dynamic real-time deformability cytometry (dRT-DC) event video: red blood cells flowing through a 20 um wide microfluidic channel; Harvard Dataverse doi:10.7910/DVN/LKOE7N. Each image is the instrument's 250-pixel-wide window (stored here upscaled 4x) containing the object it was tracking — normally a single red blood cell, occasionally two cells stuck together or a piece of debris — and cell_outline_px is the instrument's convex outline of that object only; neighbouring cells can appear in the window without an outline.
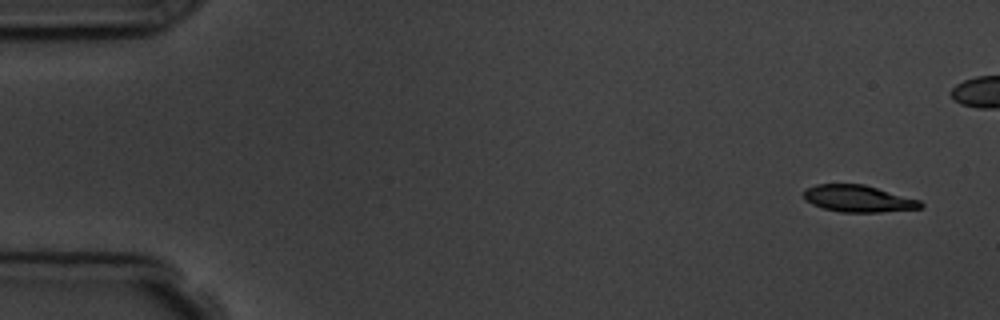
{"species": "common noctule bat (a hibernating species)", "species_latin": "Nyctalus noctula", "temperature_condition": "room temperature", "stored_images_in_passage": 5, "camera_frame_rate_fps": 3000, "um_per_image_px": 0.085, "animal": {"sex": "male", "body_mass_g": 19.5, "forearm_length_mm": 54.6}, "frame": {"image": 1, "passage_image": 1, "time_ms": 0.0, "image_size_px": [1000, 320], "cell_outline_px": [[924, 204], [920, 208], [880, 212], [840, 212], [824, 208], [812, 204], [804, 200], [804, 188], [816, 184], [864, 184], [920, 200]], "centroid_in_image_um": [72.92, 16.88], "position_along_channel_um": 12.1, "area_um2": 18.26}}